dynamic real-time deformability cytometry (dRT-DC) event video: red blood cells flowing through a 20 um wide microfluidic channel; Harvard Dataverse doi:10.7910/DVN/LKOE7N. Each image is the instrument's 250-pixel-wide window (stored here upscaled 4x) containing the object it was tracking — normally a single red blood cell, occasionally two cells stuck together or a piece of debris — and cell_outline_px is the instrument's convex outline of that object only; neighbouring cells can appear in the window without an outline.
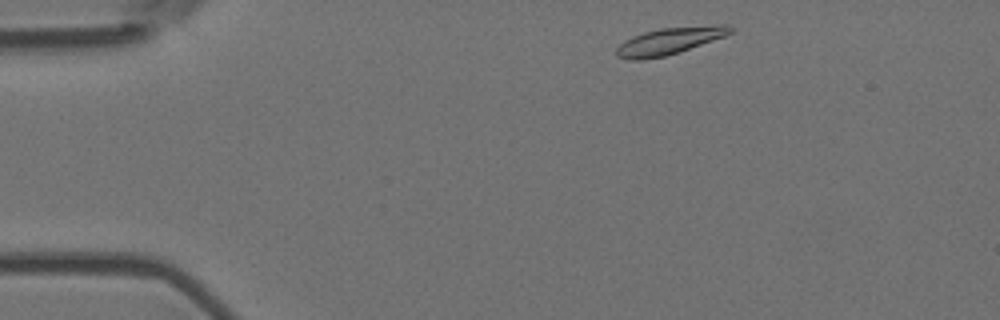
{"species": "Egyptian fruit bat (a non-hibernating species)", "species_latin": "Rousettus aegyptiacus", "temperature_condition": "room temperature", "stored_images_in_passage": 3, "camera_frame_rate_fps": 3000, "um_per_image_px": 0.085, "animal": {"sex": "female"}, "frame": {"image": 1, "passage_image": 1, "time_ms": 0.0, "image_size_px": [1000, 320], "cell_outline_px": [[736, 28], [732, 32], [724, 36], [680, 52], [664, 56], [640, 60], [628, 60], [616, 56], [616, 48], [624, 40], [632, 36], [644, 32], [660, 28], [716, 24], [728, 24]], "centroid_in_image_um": [56.92, 3.47], "position_along_channel_um": 28.1, "area_um2": 18.09}}